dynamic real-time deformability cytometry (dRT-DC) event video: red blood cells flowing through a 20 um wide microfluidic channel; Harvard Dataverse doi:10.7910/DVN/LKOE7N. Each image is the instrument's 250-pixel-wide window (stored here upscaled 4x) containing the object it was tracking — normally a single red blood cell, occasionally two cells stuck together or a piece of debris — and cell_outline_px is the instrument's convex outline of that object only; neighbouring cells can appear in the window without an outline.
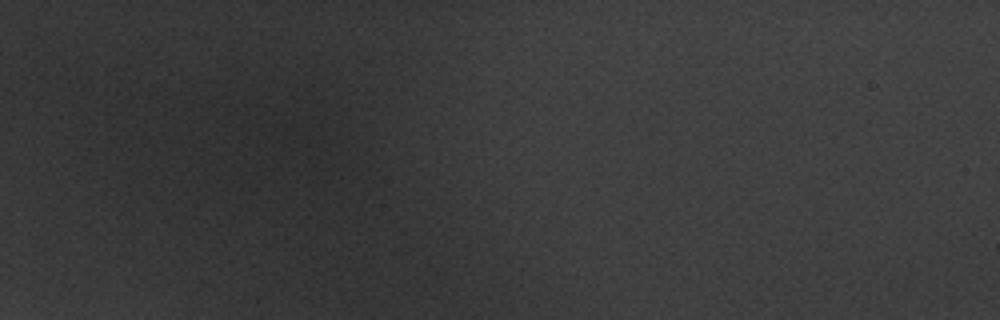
{"species": "common noctule bat (a hibernating species)", "species_latin": "Nyctalus noctula", "temperature_condition": "warm", "stored_images_in_passage": 3, "camera_frame_rate_fps": 3000, "um_per_image_px": 0.085, "animal": {"sex": "male", "body_mass_g": 20.1, "forearm_length_mm": 53.5}, "frame": {"image": 1, "passage_image": 1, "time_ms": 0.0, "image_size_px": [1000, 320], "cell_outline_px": [[348, 148], [340, 172], [324, 180], [308, 172], [304, 164], [304, 144], [308, 132], [312, 128], [336, 124], [348, 140]], "centroid_in_image_um": [27.63, 12.84], "position_along_channel_um": 57.4, "area_um2": 13.76}}